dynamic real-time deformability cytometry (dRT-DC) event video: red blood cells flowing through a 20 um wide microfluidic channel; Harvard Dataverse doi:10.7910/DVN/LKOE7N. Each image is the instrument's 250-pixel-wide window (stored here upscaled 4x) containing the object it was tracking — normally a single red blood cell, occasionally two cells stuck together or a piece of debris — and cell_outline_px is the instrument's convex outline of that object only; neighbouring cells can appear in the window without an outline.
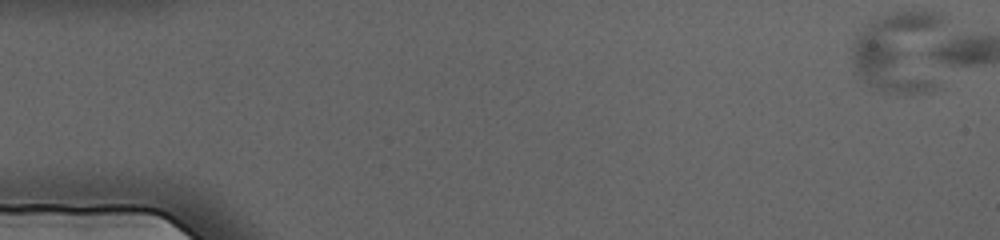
{"species": "human", "species_latin": "Homo sapiens", "temperature_condition": "cold", "stored_images_in_passage": 2, "camera_frame_rate_fps": 3000, "um_per_image_px": 0.085, "donor": {"sex": "female"}, "frame": {"image": 1, "passage_image": 1, "time_ms": 0.0, "image_size_px": [1000, 240], "cell_outline_px": [[940, 88], [928, 92], [908, 96], [872, 92], [852, 72], [848, 56], [852, 40], [860, 28], [868, 20], [880, 16], [896, 12], [940, 12]], "centroid_in_image_um": [76.37, 4.54], "position_along_channel_um": 8.6, "area_um2": 47.8}}